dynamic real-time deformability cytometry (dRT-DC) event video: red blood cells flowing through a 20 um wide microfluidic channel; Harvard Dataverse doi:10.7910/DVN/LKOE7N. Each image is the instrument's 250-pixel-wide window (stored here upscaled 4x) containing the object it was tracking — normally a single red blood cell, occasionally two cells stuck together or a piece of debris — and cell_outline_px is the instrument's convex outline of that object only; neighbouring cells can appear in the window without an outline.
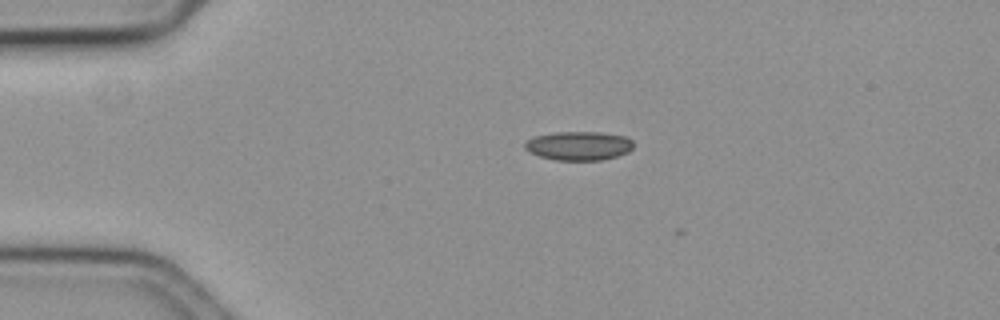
{"species": "common noctule bat (a hibernating species)", "species_latin": "Nyctalus noctula", "temperature_condition": "cold", "stored_images_in_passage": 7, "camera_frame_rate_fps": 3000, "um_per_image_px": 0.085, "animal": {"sex": "female", "body_mass_g": 19.3, "forearm_length_mm": 54.1}, "frame": {"image": 1, "passage_image": 4, "time_ms": 1.0, "image_size_px": [1000, 320], "cell_outline_px": [[632, 148], [628, 152], [616, 156], [600, 160], [556, 160], [540, 156], [524, 148], [524, 140], [532, 136], [556, 132], [600, 132], [628, 136], [632, 140]], "centroid_in_image_um": [49.18, 12.37], "position_along_channel_um": 35.8, "area_um2": 18.38}}